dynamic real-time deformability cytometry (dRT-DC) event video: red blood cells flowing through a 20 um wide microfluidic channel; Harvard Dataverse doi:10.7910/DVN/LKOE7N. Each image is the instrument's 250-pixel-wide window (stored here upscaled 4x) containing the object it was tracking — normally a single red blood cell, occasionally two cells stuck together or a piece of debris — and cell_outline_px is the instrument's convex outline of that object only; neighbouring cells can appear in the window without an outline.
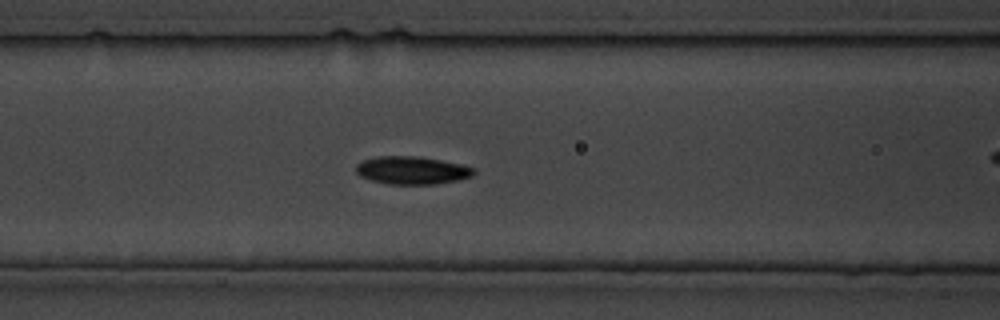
{"species": "common noctule bat (a hibernating species)", "species_latin": "Nyctalus noctula", "temperature_condition": "cold", "stored_images_in_passage": 26, "camera_frame_rate_fps": 3000, "um_per_image_px": 0.085, "animal": {"sex": "male", "body_mass_g": 19.5, "forearm_length_mm": 54.6}, "frame": {"image": 1, "passage_image": 8, "time_ms": 9.0, "image_size_px": [1000, 320], "cell_outline_px": [[476, 172], [472, 176], [456, 180], [436, 184], [388, 184], [372, 180], [360, 176], [356, 172], [356, 164], [364, 160], [376, 156], [416, 156], [440, 160], [460, 164], [476, 168]], "centroid_in_image_um": [35.02, 14.47], "position_along_channel_um": 131.6, "area_um2": 19.07}}
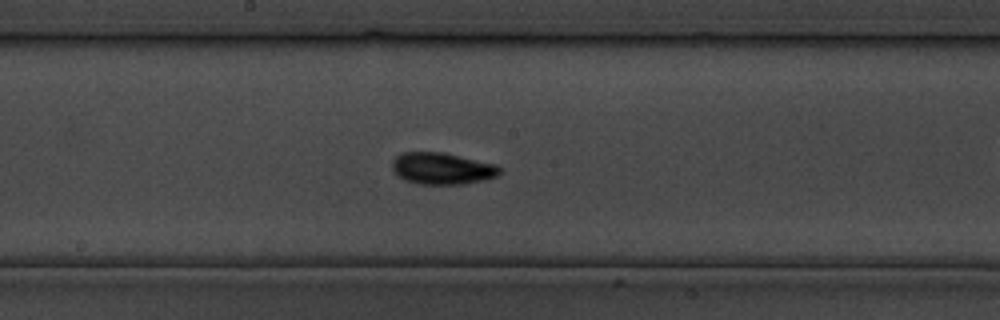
{"frame": {"image": 2, "passage_image": 12, "time_ms": 14.0, "image_size_px": [1000, 320], "cell_outline_px": [[500, 172], [496, 176], [484, 180], [464, 184], [420, 184], [404, 180], [396, 176], [392, 172], [392, 160], [400, 152], [444, 152], [496, 164], [500, 168]], "centroid_in_image_um": [37.53, 14.32], "position_along_channel_um": 210.7, "area_um2": 20.11}}